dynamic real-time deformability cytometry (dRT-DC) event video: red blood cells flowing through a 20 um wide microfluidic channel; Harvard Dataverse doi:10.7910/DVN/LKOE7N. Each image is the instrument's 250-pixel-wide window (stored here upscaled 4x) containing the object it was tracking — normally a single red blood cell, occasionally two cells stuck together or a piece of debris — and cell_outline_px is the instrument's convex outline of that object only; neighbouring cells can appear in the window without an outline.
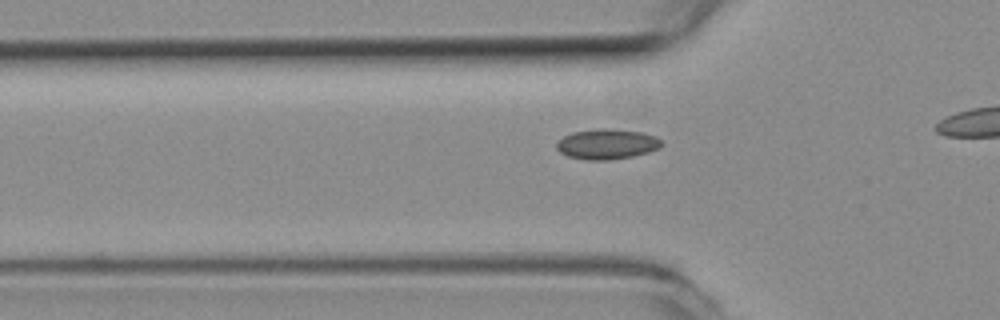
{"species": "common noctule bat (a hibernating species)", "species_latin": "Nyctalus noctula", "temperature_condition": "room temperature", "stored_images_in_passage": 39, "camera_frame_rate_fps": 3000, "um_per_image_px": 0.085, "animal": {"sex": "female", "body_mass_g": 19.3, "forearm_length_mm": 54.1}, "frame": {"image": 1, "passage_image": 12, "time_ms": 3.667, "image_size_px": [1000, 320], "cell_outline_px": [[664, 144], [660, 148], [648, 152], [632, 156], [608, 160], [588, 160], [568, 156], [560, 152], [556, 148], [556, 144], [564, 136], [572, 132], [596, 128], [608, 128], [644, 132], [656, 136]], "centroid_in_image_um": [51.61, 12.23], "position_along_channel_um": 74.2, "area_um2": 18.61}}
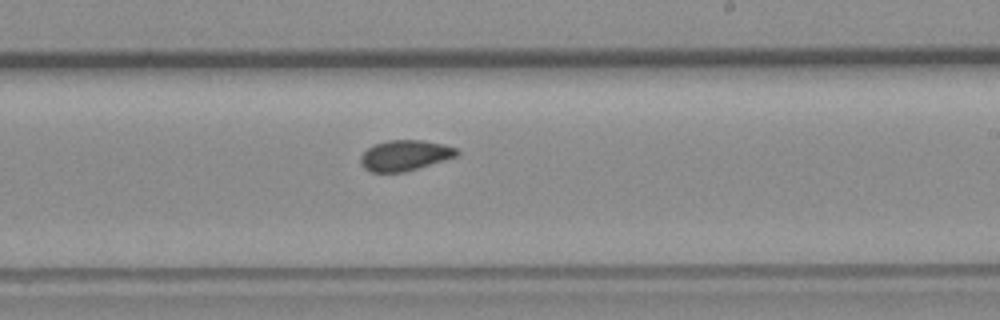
{"frame": {"image": 2, "passage_image": 27, "time_ms": 8.667, "image_size_px": [1000, 320], "cell_outline_px": [[460, 152], [456, 156], [404, 172], [372, 172], [364, 168], [360, 160], [360, 156], [372, 144], [388, 140], [424, 140], [444, 144], [456, 148]], "centroid_in_image_um": [34.4, 13.19], "position_along_channel_um": 254.6, "area_um2": 17.05}}
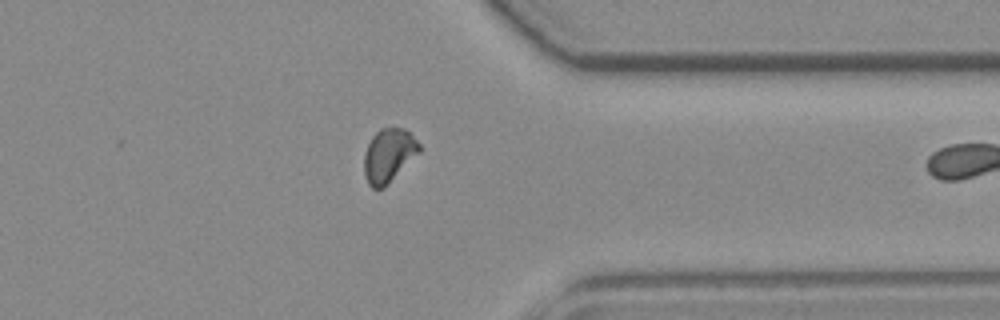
{"frame": {"image": 3, "passage_image": 38, "time_ms": 12.333, "image_size_px": [1000, 320], "cell_outline_px": [[420, 152], [384, 188], [372, 188], [368, 184], [364, 176], [364, 152], [372, 136], [380, 128], [404, 128], [420, 144]], "centroid_in_image_um": [33.02, 13.22], "position_along_channel_um": 378.4, "area_um2": 17.22}}